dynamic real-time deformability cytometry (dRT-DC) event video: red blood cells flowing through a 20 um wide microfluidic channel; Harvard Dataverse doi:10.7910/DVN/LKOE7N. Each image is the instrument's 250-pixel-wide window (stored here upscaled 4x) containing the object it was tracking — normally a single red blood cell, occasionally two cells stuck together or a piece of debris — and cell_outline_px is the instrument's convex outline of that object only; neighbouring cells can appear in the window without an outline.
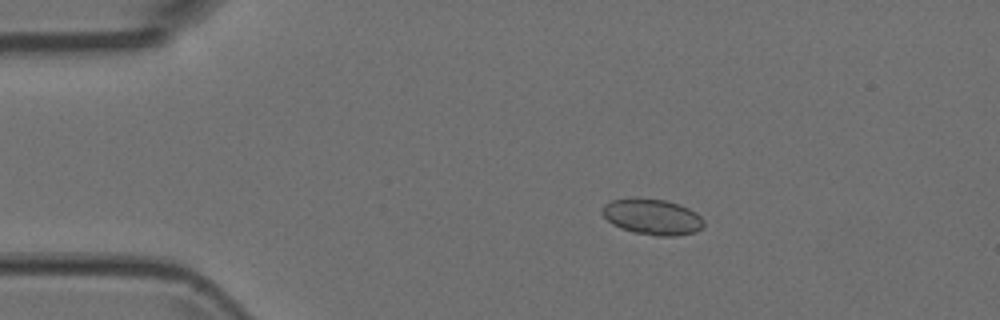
{"species": "Egyptian fruit bat (a non-hibernating species)", "species_latin": "Rousettus aegyptiacus", "temperature_condition": "room temperature", "stored_images_in_passage": 5, "camera_frame_rate_fps": 3000, "um_per_image_px": 0.085, "animal": {"sex": "female"}, "frame": {"image": 1, "passage_image": 3, "time_ms": 0.667, "image_size_px": [1000, 320], "cell_outline_px": [[704, 224], [696, 232], [676, 236], [656, 236], [632, 232], [620, 228], [612, 224], [600, 212], [604, 204], [612, 200], [664, 200], [680, 204], [696, 212], [704, 220]], "centroid_in_image_um": [55.46, 18.47], "position_along_channel_um": 29.5, "area_um2": 20.87}}
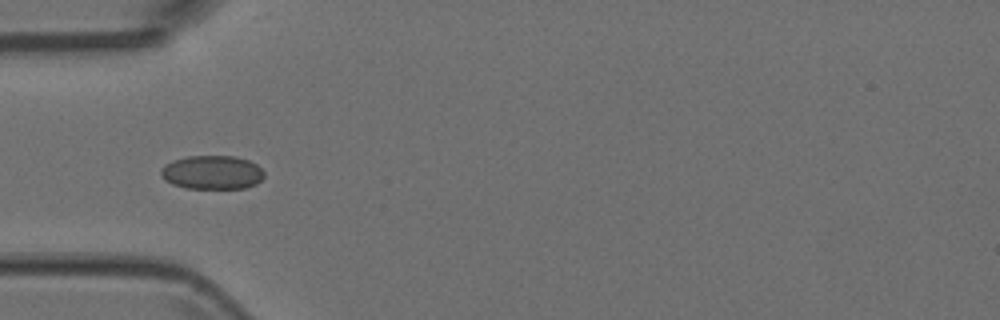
{"frame": {"image": 2, "passage_image": 5, "time_ms": 1.333, "image_size_px": [1000, 320], "cell_outline_px": [[264, 176], [256, 184], [244, 188], [188, 188], [172, 184], [164, 180], [160, 176], [160, 168], [164, 164], [172, 160], [188, 156], [236, 156], [248, 160], [256, 164], [264, 172]], "centroid_in_image_um": [17.99, 14.64], "position_along_channel_um": 67.0, "area_um2": 20.46}}